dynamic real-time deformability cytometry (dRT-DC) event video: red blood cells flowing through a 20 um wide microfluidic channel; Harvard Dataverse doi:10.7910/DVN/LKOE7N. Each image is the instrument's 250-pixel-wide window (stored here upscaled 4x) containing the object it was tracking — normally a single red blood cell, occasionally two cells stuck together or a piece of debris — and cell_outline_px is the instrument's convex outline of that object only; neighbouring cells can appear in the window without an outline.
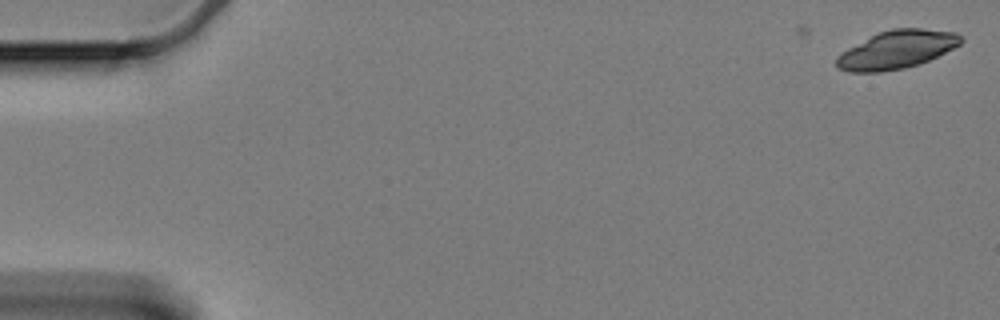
{"species": "Egyptian fruit bat (a non-hibernating species)", "species_latin": "Rousettus aegyptiacus", "temperature_condition": "cold", "stored_images_in_passage": 10, "camera_frame_rate_fps": 3000, "um_per_image_px": 0.085, "animal": {"sex": "female"}, "frame": {"image": 1, "passage_image": 1, "time_ms": 0.0, "image_size_px": [1000, 320], "cell_outline_px": [[964, 40], [960, 44], [920, 64], [904, 68], [880, 72], [848, 72], [836, 68], [836, 56], [840, 52], [880, 32], [892, 28], [920, 28], [956, 32]], "centroid_in_image_um": [76.19, 4.23], "position_along_channel_um": 8.8, "area_um2": 27.46}}